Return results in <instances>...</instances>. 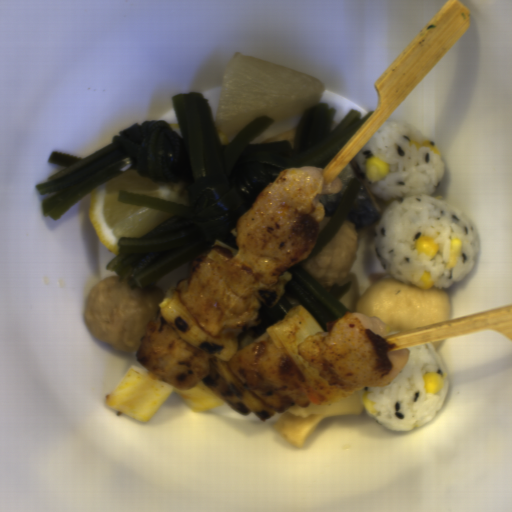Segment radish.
Returning a JSON list of instances; mask_svg holds the SVG:
<instances>
[{"instance_id": "obj_1", "label": "radish", "mask_w": 512, "mask_h": 512, "mask_svg": "<svg viewBox=\"0 0 512 512\" xmlns=\"http://www.w3.org/2000/svg\"><path fill=\"white\" fill-rule=\"evenodd\" d=\"M325 89L316 76L235 53L224 67L214 124L230 136L260 116L275 123L297 118L321 100Z\"/></svg>"}]
</instances>
